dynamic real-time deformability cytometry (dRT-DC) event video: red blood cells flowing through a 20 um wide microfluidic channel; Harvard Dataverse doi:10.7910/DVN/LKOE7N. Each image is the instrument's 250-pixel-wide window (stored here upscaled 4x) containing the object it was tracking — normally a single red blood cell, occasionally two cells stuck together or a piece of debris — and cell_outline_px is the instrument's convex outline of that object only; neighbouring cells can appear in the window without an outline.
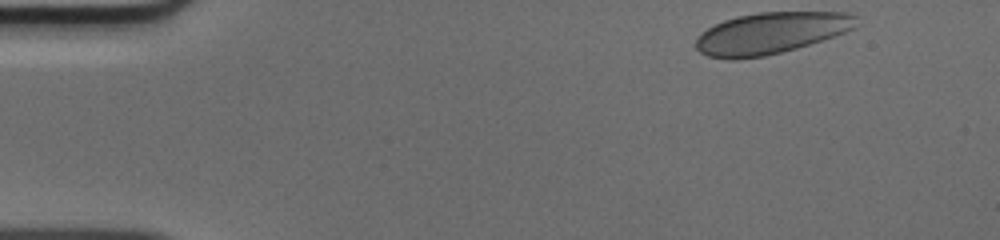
{"species": "human", "species_latin": "Homo sapiens", "temperature_condition": "cold", "stored_images_in_passage": 38, "camera_frame_rate_fps": 3000, "um_per_image_px": 0.085, "donor": {"sex": "male"}, "frame": {"image": 1, "passage_image": 1, "time_ms": 0.0, "image_size_px": [1000, 240], "cell_outline_px": [[856, 28], [796, 48], [764, 56], [732, 60], [728, 60], [708, 56], [700, 52], [696, 48], [696, 40], [700, 32], [724, 20], [736, 16], [756, 12], [848, 12], [856, 16]], "centroid_in_image_um": [65.48, 2.81], "position_along_channel_um": 19.5, "area_um2": 38.67}}
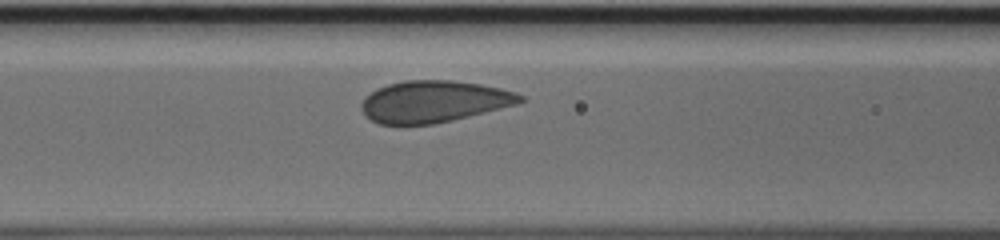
{"frame": {"image": 2, "passage_image": 17, "time_ms": 5.333, "image_size_px": [1000, 240], "cell_outline_px": [[524, 100], [516, 104], [452, 120], [432, 124], [380, 124], [372, 120], [360, 108], [360, 104], [376, 88], [388, 84], [404, 80], [452, 80], [480, 84], [500, 88], [516, 92], [524, 96]], "centroid_in_image_um": [36.88, 8.62], "position_along_channel_um": 129.7, "area_um2": 38.21}}
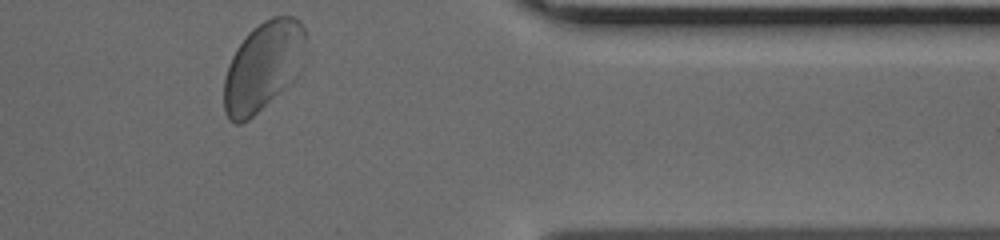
{"frame": {"image": 3, "passage_image": 38, "time_ms": 12.333, "image_size_px": [1000, 240], "cell_outline_px": [[304, 44], [296, 76], [284, 88], [248, 120], [240, 124], [232, 124], [228, 120], [224, 112], [224, 76], [228, 64], [236, 48], [248, 32], [252, 28], [264, 20], [272, 16], [292, 16], [300, 20], [304, 28]], "centroid_in_image_um": [22.29, 5.64], "position_along_channel_um": 389.1, "area_um2": 41.96}}